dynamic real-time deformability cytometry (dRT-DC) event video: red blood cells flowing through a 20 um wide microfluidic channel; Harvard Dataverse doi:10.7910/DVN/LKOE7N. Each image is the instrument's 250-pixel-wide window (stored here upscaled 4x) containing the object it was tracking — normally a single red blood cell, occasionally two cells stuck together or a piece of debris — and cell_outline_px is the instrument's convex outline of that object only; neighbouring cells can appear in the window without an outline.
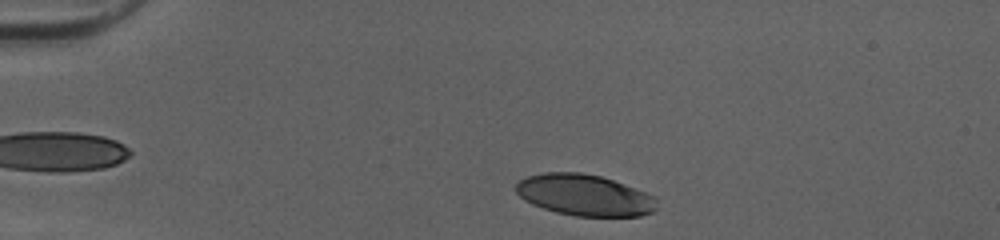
{"species": "human", "species_latin": "Homo sapiens", "temperature_condition": "cold", "stored_images_in_passage": 33, "camera_frame_rate_fps": 3000, "um_per_image_px": 0.085, "donor": {"sex": "female"}, "frame": {"image": 1, "passage_image": 2, "time_ms": 0.333, "image_size_px": [1000, 240], "cell_outline_px": [[656, 212], [640, 216], [576, 216], [556, 212], [532, 204], [524, 200], [516, 192], [516, 184], [520, 180], [528, 176], [544, 172], [580, 172], [600, 176], [612, 180], [656, 196]], "centroid_in_image_um": [49.7, 16.59], "position_along_channel_um": 35.3, "area_um2": 33.87}}
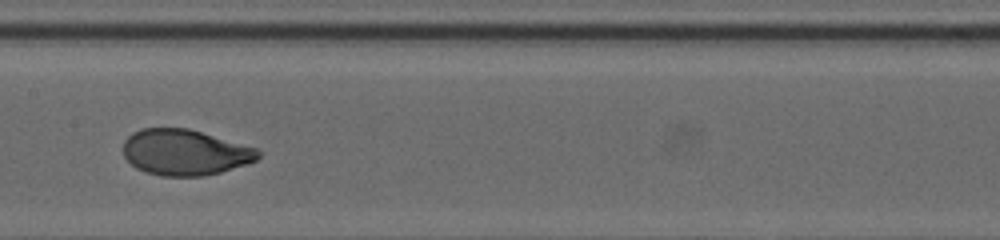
{"frame": {"image": 2, "passage_image": 18, "time_ms": 5.667, "image_size_px": [1000, 240], "cell_outline_px": [[260, 156], [256, 160], [248, 164], [220, 172], [204, 176], [164, 176], [144, 172], [136, 168], [124, 156], [124, 140], [132, 132], [140, 128], [188, 128], [260, 148]], "centroid_in_image_um": [15.74, 12.94], "position_along_channel_um": 191.7, "area_um2": 36.36}}
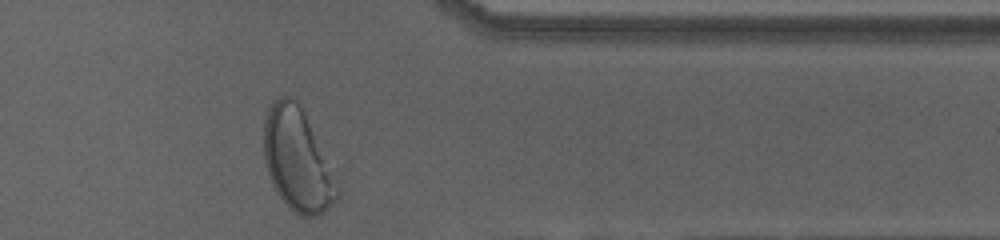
{"frame": {"image": 3, "passage_image": 33, "time_ms": 10.667, "image_size_px": [1000, 240], "cell_outline_px": [[340, 196], [324, 212], [316, 216], [300, 216], [276, 192], [272, 184], [264, 160], [264, 120], [268, 104], [272, 100], [280, 96], [292, 96], [296, 100], [304, 112]], "centroid_in_image_um": [25.19, 13.55], "position_along_channel_um": 386.2, "area_um2": 42.48}, "authors_computed_cell_mechanics": {"area_um2": 36.414, "velocity_mm_per_s": 4.0423, "shape_relaxation_time_tau1_ms": 2.8476, "shape_relaxation_time_tau2_ms": null, "deformation_change_tau1": 0.1965, "deformation_change_tau2": null}}